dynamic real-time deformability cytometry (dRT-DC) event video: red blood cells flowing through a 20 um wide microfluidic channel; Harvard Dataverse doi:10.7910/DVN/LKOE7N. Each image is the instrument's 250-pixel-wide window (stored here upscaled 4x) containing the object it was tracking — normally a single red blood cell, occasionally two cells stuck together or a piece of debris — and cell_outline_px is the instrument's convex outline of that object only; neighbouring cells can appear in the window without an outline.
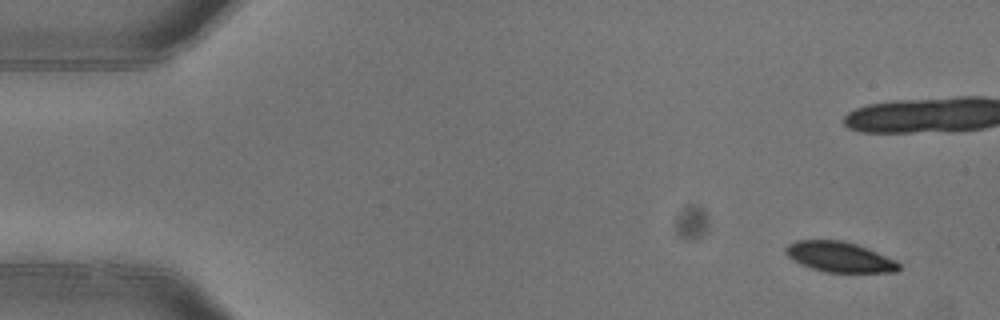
{"species": "common noctule bat (a hibernating species)", "species_latin": "Nyctalus noctula", "temperature_condition": "warm", "stored_images_in_passage": 5, "camera_frame_rate_fps": 3000, "um_per_image_px": 0.085, "animal": {"sex": "female"}, "frame": {"image": 1, "passage_image": 1, "time_ms": 0.0, "image_size_px": [1000, 320], "cell_outline_px": [[900, 268], [896, 272], [824, 272], [800, 264], [792, 260], [784, 252], [784, 248], [788, 244], [796, 240], [844, 240], [856, 244], [896, 260], [900, 264]], "centroid_in_image_um": [71.32, 21.83], "position_along_channel_um": 13.7, "area_um2": 20.0}}